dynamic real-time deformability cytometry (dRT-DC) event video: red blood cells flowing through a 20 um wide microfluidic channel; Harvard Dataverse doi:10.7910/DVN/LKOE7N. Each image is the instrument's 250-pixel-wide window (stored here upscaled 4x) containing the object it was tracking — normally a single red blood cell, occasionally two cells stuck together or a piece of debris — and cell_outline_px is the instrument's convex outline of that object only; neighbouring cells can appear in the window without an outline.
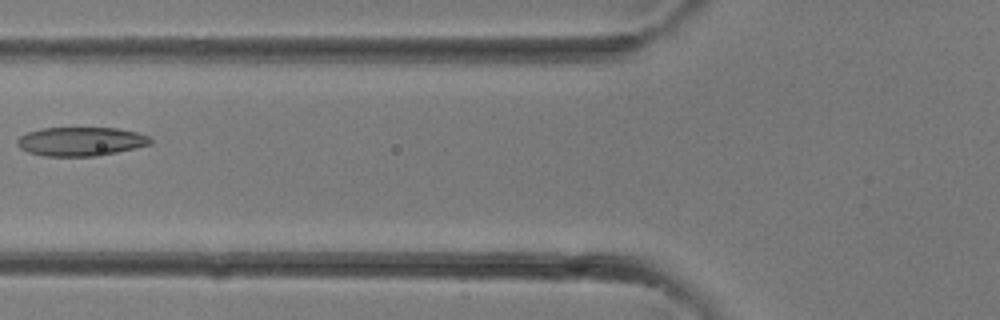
{"species": "common noctule bat (a hibernating species)", "species_latin": "Nyctalus noctula", "temperature_condition": "room temperature", "stored_images_in_passage": 21, "camera_frame_rate_fps": 3000, "um_per_image_px": 0.085, "animal": {"sex": "female"}, "frame": {"image": 1, "passage_image": 3, "time_ms": 0.667, "image_size_px": [1000, 320], "cell_outline_px": [[152, 144], [136, 148], [96, 156], [44, 156], [28, 152], [20, 148], [16, 144], [16, 140], [20, 136], [28, 132], [40, 128], [116, 128], [136, 132], [148, 136], [152, 140]], "centroid_in_image_um": [6.85, 12.02], "position_along_channel_um": 119.0, "area_um2": 22.43}}
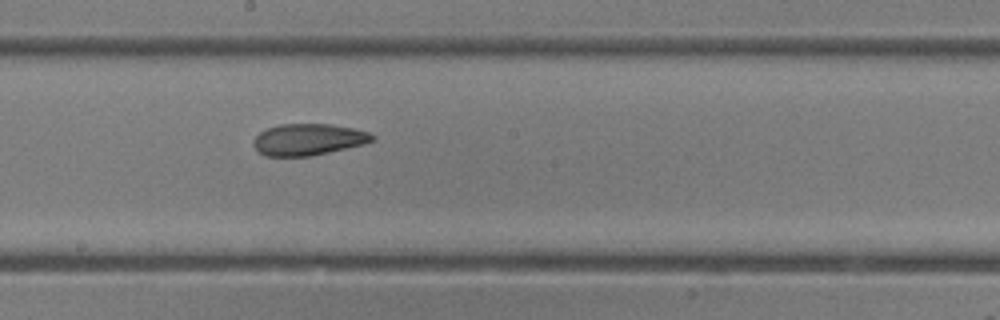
{"frame": {"image": 2, "passage_image": 8, "time_ms": 2.333, "image_size_px": [1000, 320], "cell_outline_px": [[376, 140], [364, 144], [312, 156], [264, 156], [252, 144], [252, 140], [260, 132], [268, 128], [280, 124], [332, 124], [356, 128], [372, 132], [376, 136]], "centroid_in_image_um": [26.26, 11.85], "position_along_channel_um": 221.9, "area_um2": 22.14}}
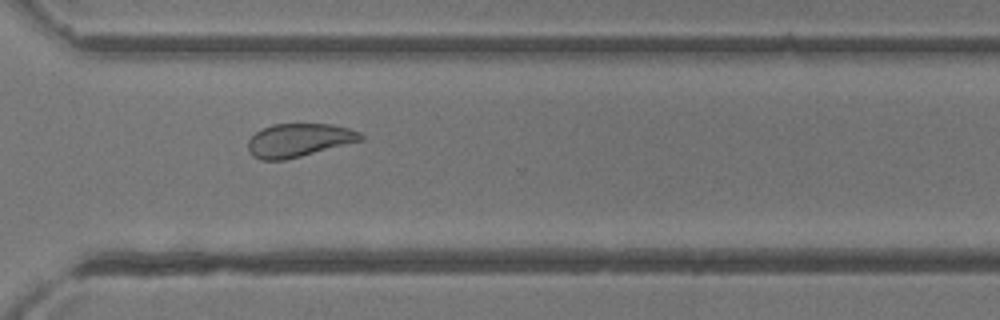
{"frame": {"image": 3, "passage_image": 14, "time_ms": 4.333, "image_size_px": [1000, 320], "cell_outline_px": [[364, 140], [284, 160], [260, 160], [252, 156], [248, 148], [248, 140], [256, 132], [272, 124], [332, 124], [348, 128], [360, 132], [364, 136]], "centroid_in_image_um": [25.41, 11.91], "position_along_channel_um": 345.2, "area_um2": 21.85}}